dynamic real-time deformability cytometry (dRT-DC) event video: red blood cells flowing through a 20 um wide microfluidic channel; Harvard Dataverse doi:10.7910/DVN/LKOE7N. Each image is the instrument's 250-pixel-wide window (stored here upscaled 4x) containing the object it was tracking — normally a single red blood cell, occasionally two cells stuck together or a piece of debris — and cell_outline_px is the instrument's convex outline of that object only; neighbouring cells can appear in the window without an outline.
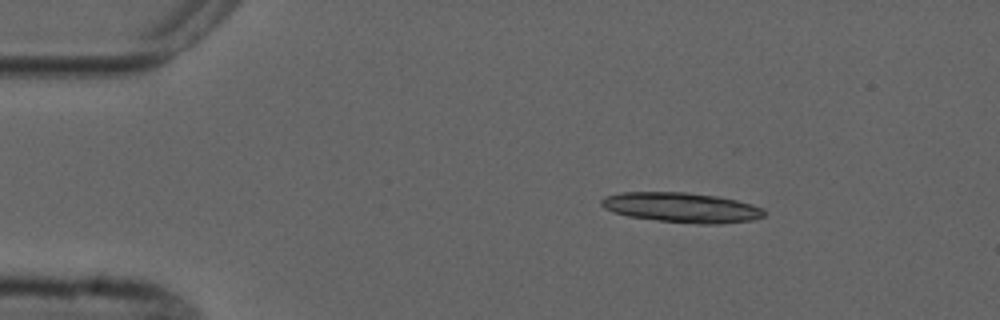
{"species": "common noctule bat (a hibernating species)", "species_latin": "Nyctalus noctula", "temperature_condition": "cold", "stored_images_in_passage": 4, "camera_frame_rate_fps": 3000, "um_per_image_px": 0.085, "animal": {"sex": "male", "forearm_length_mm": 52.5}, "frame": {"image": 1, "passage_image": 2, "time_ms": 1.333, "image_size_px": [1000, 320], "cell_outline_px": [[768, 212], [764, 216], [752, 220], [716, 224], [700, 224], [660, 220], [628, 216], [604, 208], [600, 204], [600, 200], [604, 196], [620, 192], [684, 192], [716, 196], [736, 200], [752, 204], [764, 208]], "centroid_in_image_um": [57.96, 17.63], "position_along_channel_um": 27.0, "area_um2": 28.32}}